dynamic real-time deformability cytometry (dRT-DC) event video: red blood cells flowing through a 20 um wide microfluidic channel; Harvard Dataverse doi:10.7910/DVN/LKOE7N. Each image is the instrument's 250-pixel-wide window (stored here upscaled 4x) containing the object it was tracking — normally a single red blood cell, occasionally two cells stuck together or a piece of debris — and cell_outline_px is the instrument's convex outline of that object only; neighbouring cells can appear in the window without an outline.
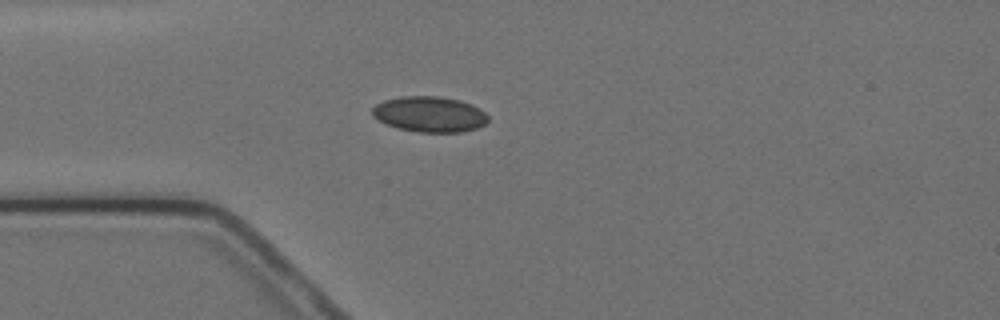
{"species": "Egyptian fruit bat (a non-hibernating species)", "species_latin": "Rousettus aegyptiacus", "temperature_condition": "cold", "stored_images_in_passage": 4, "camera_frame_rate_fps": 3000, "um_per_image_px": 0.085, "animal": {"sex": "female"}, "frame": {"image": 1, "passage_image": 3, "time_ms": 2.667, "image_size_px": [1000, 320], "cell_outline_px": [[488, 120], [484, 124], [476, 128], [464, 132], [420, 132], [396, 128], [372, 116], [372, 108], [376, 104], [384, 100], [400, 96], [440, 96], [460, 100], [480, 108], [488, 116]], "centroid_in_image_um": [36.51, 9.7], "position_along_channel_um": 48.5, "area_um2": 24.04}}